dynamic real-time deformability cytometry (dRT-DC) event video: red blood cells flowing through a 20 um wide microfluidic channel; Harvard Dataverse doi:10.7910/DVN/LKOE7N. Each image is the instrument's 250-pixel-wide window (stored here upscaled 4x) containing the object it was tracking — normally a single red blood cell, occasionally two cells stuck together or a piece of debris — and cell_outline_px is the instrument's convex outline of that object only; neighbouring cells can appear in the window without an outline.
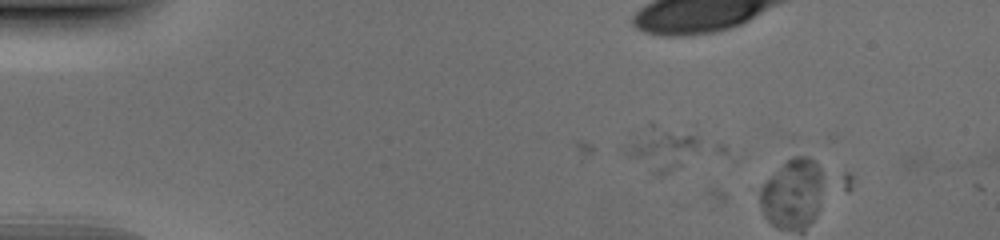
{"species": "human", "species_latin": "Homo sapiens", "temperature_condition": "cold", "stored_images_in_passage": 6, "camera_frame_rate_fps": 3000, "um_per_image_px": 0.085, "donor": {"sex": "male"}, "frame": {"image": 1, "passage_image": 2, "time_ms": 0.333, "image_size_px": [1000, 240], "cell_outline_px": [[728, 156], [660, 172], [656, 172], [620, 148], [624, 144], [632, 140], [660, 132], [696, 136], [724, 144]], "centroid_in_image_um": [57.24, 12.81], "position_along_channel_um": 27.8, "area_um2": 19.71}}